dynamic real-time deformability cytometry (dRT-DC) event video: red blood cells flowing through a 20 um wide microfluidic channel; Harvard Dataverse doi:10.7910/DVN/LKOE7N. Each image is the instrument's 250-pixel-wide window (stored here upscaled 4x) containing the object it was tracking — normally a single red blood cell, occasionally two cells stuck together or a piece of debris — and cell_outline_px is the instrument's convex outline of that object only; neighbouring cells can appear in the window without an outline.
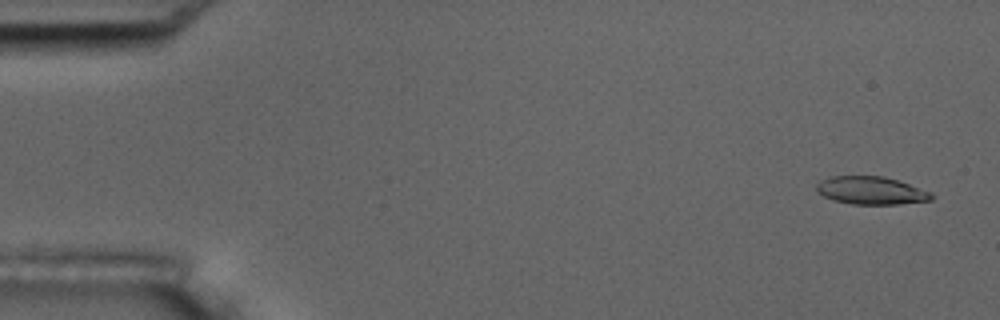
{"species": "common noctule bat (a hibernating species)", "species_latin": "Nyctalus noctula", "temperature_condition": "room temperature", "stored_images_in_passage": 56, "camera_frame_rate_fps": 3000, "um_per_image_px": 0.085, "animal": {"sex": "male", "body_mass_g": 17.5, "forearm_length_mm": 52.3}, "frame": {"image": 1, "passage_image": 3, "time_ms": 0.667, "image_size_px": [1000, 320], "cell_outline_px": [[936, 196], [932, 200], [900, 204], [852, 204], [832, 200], [816, 192], [816, 184], [820, 180], [832, 176], [884, 176], [932, 192]], "centroid_in_image_um": [74.04, 16.2], "position_along_channel_um": 11.0, "area_um2": 18.79}}
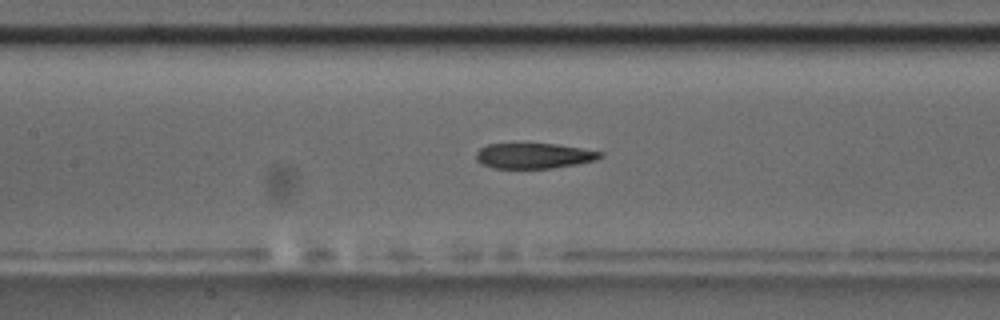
{"frame": {"image": 2, "passage_image": 26, "time_ms": 8.333, "image_size_px": [1000, 320], "cell_outline_px": [[604, 156], [596, 160], [576, 164], [552, 168], [492, 168], [480, 164], [476, 160], [476, 152], [480, 148], [488, 144], [556, 144], [604, 152]], "centroid_in_image_um": [45.37, 13.25], "position_along_channel_um": 162.0, "area_um2": 18.38}}
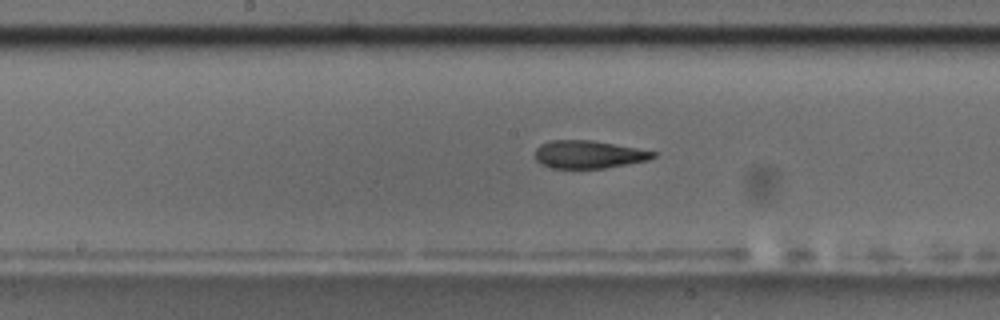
{"frame": {"image": 3, "passage_image": 29, "time_ms": 9.333, "image_size_px": [1000, 320], "cell_outline_px": [[656, 156], [648, 160], [604, 168], [548, 168], [540, 164], [536, 160], [536, 148], [540, 144], [552, 140], [592, 140], [636, 148], [656, 152]], "centroid_in_image_um": [49.99, 13.13], "position_along_channel_um": 198.2, "area_um2": 19.07}, "authors_computed_cell_mechanics": {"area_um2": 19.7965, "velocity_mm_per_s": 3.6345, "shape_relaxation_time_tau1_ms": 5.5169, "shape_relaxation_time_tau2_ms": 2.44, "deformation_change_tau1": 0.186, "deformation_change_tau2": 0.1024}}